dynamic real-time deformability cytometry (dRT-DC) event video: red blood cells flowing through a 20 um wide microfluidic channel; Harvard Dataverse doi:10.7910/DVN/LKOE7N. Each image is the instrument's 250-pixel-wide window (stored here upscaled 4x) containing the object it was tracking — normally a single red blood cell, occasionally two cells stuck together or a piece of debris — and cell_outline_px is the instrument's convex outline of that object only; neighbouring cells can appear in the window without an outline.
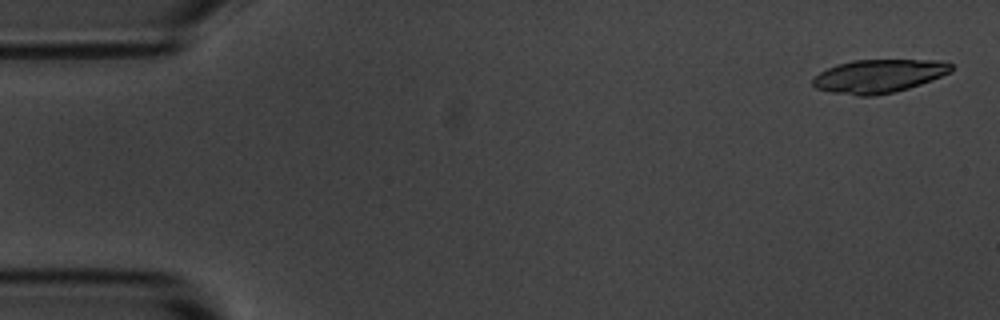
{"species": "common noctule bat (a hibernating species)", "species_latin": "Nyctalus noctula", "temperature_condition": "room temperature", "stored_images_in_passage": 4, "camera_frame_rate_fps": 3000, "um_per_image_px": 0.085, "animal": {"sex": "male", "body_mass_g": 20.1, "forearm_length_mm": 53.5}, "frame": {"image": 1, "passage_image": 1, "time_ms": 0.0, "image_size_px": [1000, 320], "cell_outline_px": [[952, 72], [932, 80], [908, 88], [876, 96], [856, 96], [832, 92], [816, 88], [812, 84], [812, 80], [820, 72], [836, 64], [852, 60], [940, 60], [952, 64]], "centroid_in_image_um": [74.7, 6.46], "position_along_channel_um": 10.3, "area_um2": 26.93}}